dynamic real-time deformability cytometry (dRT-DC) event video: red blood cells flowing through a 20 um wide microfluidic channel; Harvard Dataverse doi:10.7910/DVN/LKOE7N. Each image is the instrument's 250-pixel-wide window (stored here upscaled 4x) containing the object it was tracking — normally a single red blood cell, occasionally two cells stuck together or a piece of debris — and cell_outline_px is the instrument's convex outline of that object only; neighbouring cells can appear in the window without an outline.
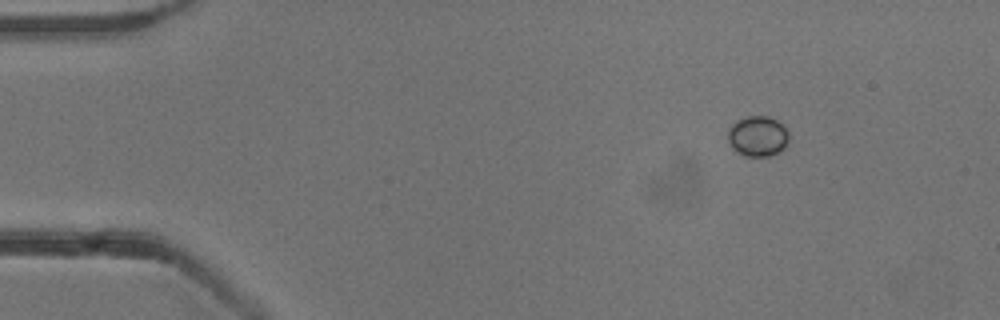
{"species": "common noctule bat (a hibernating species)", "species_latin": "Nyctalus noctula", "temperature_condition": "cold", "stored_images_in_passage": 9, "camera_frame_rate_fps": 3000, "um_per_image_px": 0.085, "animal": {"sex": "male", "body_mass_g": 13.3}, "frame": {"image": 1, "passage_image": 1, "time_ms": 0.0, "image_size_px": [1000, 320], "cell_outline_px": [[788, 144], [780, 152], [768, 156], [748, 156], [736, 152], [732, 148], [728, 140], [728, 132], [732, 124], [736, 120], [748, 116], [768, 116], [776, 120], [788, 132]], "centroid_in_image_um": [64.4, 11.58], "position_along_channel_um": 20.6, "area_um2": 14.33}}